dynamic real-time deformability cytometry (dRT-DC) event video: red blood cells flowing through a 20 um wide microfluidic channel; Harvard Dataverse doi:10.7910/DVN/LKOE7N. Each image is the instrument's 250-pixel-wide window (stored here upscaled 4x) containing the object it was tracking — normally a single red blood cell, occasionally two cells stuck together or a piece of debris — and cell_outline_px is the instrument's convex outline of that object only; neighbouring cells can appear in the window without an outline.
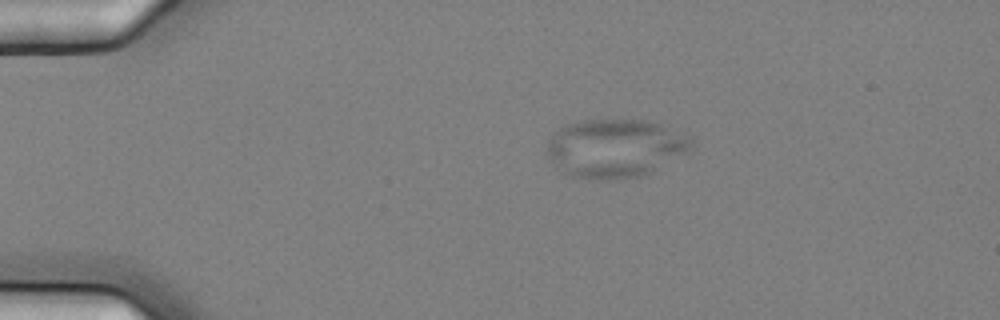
{"species": "common noctule bat (a hibernating species)", "species_latin": "Nyctalus noctula", "temperature_condition": "cold", "stored_images_in_passage": 8, "camera_frame_rate_fps": 3000, "um_per_image_px": 0.085, "animal": {"sex": "female", "body_mass_g": 25.1}, "frame": {"image": 1, "passage_image": 1, "time_ms": 0.0, "image_size_px": [1000, 320], "cell_outline_px": [[692, 144], [684, 152], [648, 172], [640, 176], [576, 176], [564, 172], [548, 160], [548, 144], [552, 136], [564, 124], [580, 120], [648, 120], [660, 124], [688, 136], [692, 140]], "centroid_in_image_um": [52.23, 12.52], "position_along_channel_um": 32.8, "area_um2": 47.16}}